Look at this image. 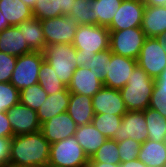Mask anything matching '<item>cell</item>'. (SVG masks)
<instances>
[{"label":"cell","instance_id":"6da1fadb","mask_svg":"<svg viewBox=\"0 0 166 167\" xmlns=\"http://www.w3.org/2000/svg\"><path fill=\"white\" fill-rule=\"evenodd\" d=\"M50 146L41 130L12 137L9 167L48 165Z\"/></svg>","mask_w":166,"mask_h":167},{"label":"cell","instance_id":"7a4b0ae2","mask_svg":"<svg viewBox=\"0 0 166 167\" xmlns=\"http://www.w3.org/2000/svg\"><path fill=\"white\" fill-rule=\"evenodd\" d=\"M73 46L76 49V65L82 66L97 52L110 48V31L105 26L78 25Z\"/></svg>","mask_w":166,"mask_h":167},{"label":"cell","instance_id":"3957f363","mask_svg":"<svg viewBox=\"0 0 166 167\" xmlns=\"http://www.w3.org/2000/svg\"><path fill=\"white\" fill-rule=\"evenodd\" d=\"M154 85V79L137 65L127 84L119 90L127 111L146 110L150 104Z\"/></svg>","mask_w":166,"mask_h":167},{"label":"cell","instance_id":"277c9868","mask_svg":"<svg viewBox=\"0 0 166 167\" xmlns=\"http://www.w3.org/2000/svg\"><path fill=\"white\" fill-rule=\"evenodd\" d=\"M44 60L54 68L60 81L68 87L77 68L76 49L73 44H54L45 46Z\"/></svg>","mask_w":166,"mask_h":167},{"label":"cell","instance_id":"5b68a950","mask_svg":"<svg viewBox=\"0 0 166 167\" xmlns=\"http://www.w3.org/2000/svg\"><path fill=\"white\" fill-rule=\"evenodd\" d=\"M88 163L89 158L74 135L50 146L49 165L51 166L86 167Z\"/></svg>","mask_w":166,"mask_h":167},{"label":"cell","instance_id":"8992f818","mask_svg":"<svg viewBox=\"0 0 166 167\" xmlns=\"http://www.w3.org/2000/svg\"><path fill=\"white\" fill-rule=\"evenodd\" d=\"M43 61V52L38 51H32L17 57L10 83L19 91L37 84L39 69Z\"/></svg>","mask_w":166,"mask_h":167},{"label":"cell","instance_id":"52a82bcc","mask_svg":"<svg viewBox=\"0 0 166 167\" xmlns=\"http://www.w3.org/2000/svg\"><path fill=\"white\" fill-rule=\"evenodd\" d=\"M147 36L141 27L110 31V50L113 54L137 60Z\"/></svg>","mask_w":166,"mask_h":167},{"label":"cell","instance_id":"ba28073f","mask_svg":"<svg viewBox=\"0 0 166 167\" xmlns=\"http://www.w3.org/2000/svg\"><path fill=\"white\" fill-rule=\"evenodd\" d=\"M137 65L153 79L166 67V47L157 37H147L137 58Z\"/></svg>","mask_w":166,"mask_h":167},{"label":"cell","instance_id":"9c48e42d","mask_svg":"<svg viewBox=\"0 0 166 167\" xmlns=\"http://www.w3.org/2000/svg\"><path fill=\"white\" fill-rule=\"evenodd\" d=\"M46 46L54 44H73L78 27L77 22L69 16H60L41 21Z\"/></svg>","mask_w":166,"mask_h":167},{"label":"cell","instance_id":"30bf717a","mask_svg":"<svg viewBox=\"0 0 166 167\" xmlns=\"http://www.w3.org/2000/svg\"><path fill=\"white\" fill-rule=\"evenodd\" d=\"M137 66V60L113 54L108 59L107 73L103 79V86L120 90L128 82L129 76Z\"/></svg>","mask_w":166,"mask_h":167},{"label":"cell","instance_id":"8fae6325","mask_svg":"<svg viewBox=\"0 0 166 167\" xmlns=\"http://www.w3.org/2000/svg\"><path fill=\"white\" fill-rule=\"evenodd\" d=\"M145 4L141 0H123L113 16L109 31L141 27Z\"/></svg>","mask_w":166,"mask_h":167},{"label":"cell","instance_id":"7c38bea8","mask_svg":"<svg viewBox=\"0 0 166 167\" xmlns=\"http://www.w3.org/2000/svg\"><path fill=\"white\" fill-rule=\"evenodd\" d=\"M129 138L141 144L148 139L144 111H127L123 115L121 125L116 130L113 140L121 142Z\"/></svg>","mask_w":166,"mask_h":167},{"label":"cell","instance_id":"4fadbf2b","mask_svg":"<svg viewBox=\"0 0 166 167\" xmlns=\"http://www.w3.org/2000/svg\"><path fill=\"white\" fill-rule=\"evenodd\" d=\"M7 114L14 136L41 130V123L39 122L36 110L18 103L10 108Z\"/></svg>","mask_w":166,"mask_h":167},{"label":"cell","instance_id":"5bb4252c","mask_svg":"<svg viewBox=\"0 0 166 167\" xmlns=\"http://www.w3.org/2000/svg\"><path fill=\"white\" fill-rule=\"evenodd\" d=\"M76 130L77 125L67 112L53 116L41 124V132L50 144L73 136Z\"/></svg>","mask_w":166,"mask_h":167},{"label":"cell","instance_id":"9a60e30c","mask_svg":"<svg viewBox=\"0 0 166 167\" xmlns=\"http://www.w3.org/2000/svg\"><path fill=\"white\" fill-rule=\"evenodd\" d=\"M92 106L95 114L123 116L127 112L120 91L105 86L92 97Z\"/></svg>","mask_w":166,"mask_h":167},{"label":"cell","instance_id":"2e32d148","mask_svg":"<svg viewBox=\"0 0 166 167\" xmlns=\"http://www.w3.org/2000/svg\"><path fill=\"white\" fill-rule=\"evenodd\" d=\"M102 87L103 82L98 78L97 73L79 66L67 88L70 93L84 94L92 98Z\"/></svg>","mask_w":166,"mask_h":167},{"label":"cell","instance_id":"e0dca14e","mask_svg":"<svg viewBox=\"0 0 166 167\" xmlns=\"http://www.w3.org/2000/svg\"><path fill=\"white\" fill-rule=\"evenodd\" d=\"M0 51L15 57L32 52L16 25H11L0 32Z\"/></svg>","mask_w":166,"mask_h":167},{"label":"cell","instance_id":"ac0fdd59","mask_svg":"<svg viewBox=\"0 0 166 167\" xmlns=\"http://www.w3.org/2000/svg\"><path fill=\"white\" fill-rule=\"evenodd\" d=\"M67 113L75 121L77 126L90 124L95 115L92 98L84 94L70 93Z\"/></svg>","mask_w":166,"mask_h":167},{"label":"cell","instance_id":"d6986e66","mask_svg":"<svg viewBox=\"0 0 166 167\" xmlns=\"http://www.w3.org/2000/svg\"><path fill=\"white\" fill-rule=\"evenodd\" d=\"M70 92L66 87L63 91L48 95L45 102L36 110L39 122L42 124L53 116L67 112Z\"/></svg>","mask_w":166,"mask_h":167},{"label":"cell","instance_id":"ffe728a7","mask_svg":"<svg viewBox=\"0 0 166 167\" xmlns=\"http://www.w3.org/2000/svg\"><path fill=\"white\" fill-rule=\"evenodd\" d=\"M142 30L147 37H158L166 31V6H145Z\"/></svg>","mask_w":166,"mask_h":167},{"label":"cell","instance_id":"44dd1931","mask_svg":"<svg viewBox=\"0 0 166 167\" xmlns=\"http://www.w3.org/2000/svg\"><path fill=\"white\" fill-rule=\"evenodd\" d=\"M74 0H37L32 9L33 17L40 19L69 16Z\"/></svg>","mask_w":166,"mask_h":167},{"label":"cell","instance_id":"7402d4cb","mask_svg":"<svg viewBox=\"0 0 166 167\" xmlns=\"http://www.w3.org/2000/svg\"><path fill=\"white\" fill-rule=\"evenodd\" d=\"M74 136L88 158H91L98 148L108 139L92 123L77 126Z\"/></svg>","mask_w":166,"mask_h":167},{"label":"cell","instance_id":"603a6c76","mask_svg":"<svg viewBox=\"0 0 166 167\" xmlns=\"http://www.w3.org/2000/svg\"><path fill=\"white\" fill-rule=\"evenodd\" d=\"M138 159L147 167H163L166 163V144L147 139L140 145Z\"/></svg>","mask_w":166,"mask_h":167},{"label":"cell","instance_id":"cb8c5ba5","mask_svg":"<svg viewBox=\"0 0 166 167\" xmlns=\"http://www.w3.org/2000/svg\"><path fill=\"white\" fill-rule=\"evenodd\" d=\"M32 51L43 52L46 46L41 20L32 18L17 25Z\"/></svg>","mask_w":166,"mask_h":167},{"label":"cell","instance_id":"d4e9b609","mask_svg":"<svg viewBox=\"0 0 166 167\" xmlns=\"http://www.w3.org/2000/svg\"><path fill=\"white\" fill-rule=\"evenodd\" d=\"M0 11L12 26L33 18L32 9L21 0H0Z\"/></svg>","mask_w":166,"mask_h":167},{"label":"cell","instance_id":"484cf974","mask_svg":"<svg viewBox=\"0 0 166 167\" xmlns=\"http://www.w3.org/2000/svg\"><path fill=\"white\" fill-rule=\"evenodd\" d=\"M144 115L148 129V139L164 142L166 136V117H163L158 111L151 108L144 110Z\"/></svg>","mask_w":166,"mask_h":167},{"label":"cell","instance_id":"4316f807","mask_svg":"<svg viewBox=\"0 0 166 167\" xmlns=\"http://www.w3.org/2000/svg\"><path fill=\"white\" fill-rule=\"evenodd\" d=\"M69 17L78 25H96L95 0H74Z\"/></svg>","mask_w":166,"mask_h":167},{"label":"cell","instance_id":"83f0119b","mask_svg":"<svg viewBox=\"0 0 166 167\" xmlns=\"http://www.w3.org/2000/svg\"><path fill=\"white\" fill-rule=\"evenodd\" d=\"M38 83L48 95L63 91L66 88L58 78L54 68L45 60L39 69Z\"/></svg>","mask_w":166,"mask_h":167},{"label":"cell","instance_id":"f1b7e54d","mask_svg":"<svg viewBox=\"0 0 166 167\" xmlns=\"http://www.w3.org/2000/svg\"><path fill=\"white\" fill-rule=\"evenodd\" d=\"M154 82L155 85L148 108L154 109L163 117H166V67L160 75L154 79Z\"/></svg>","mask_w":166,"mask_h":167},{"label":"cell","instance_id":"f546056e","mask_svg":"<svg viewBox=\"0 0 166 167\" xmlns=\"http://www.w3.org/2000/svg\"><path fill=\"white\" fill-rule=\"evenodd\" d=\"M123 0H95L96 25L108 27Z\"/></svg>","mask_w":166,"mask_h":167},{"label":"cell","instance_id":"4dcf8cb0","mask_svg":"<svg viewBox=\"0 0 166 167\" xmlns=\"http://www.w3.org/2000/svg\"><path fill=\"white\" fill-rule=\"evenodd\" d=\"M123 116L114 114H95L91 123L108 139H113L116 130L121 125Z\"/></svg>","mask_w":166,"mask_h":167},{"label":"cell","instance_id":"1f68e13d","mask_svg":"<svg viewBox=\"0 0 166 167\" xmlns=\"http://www.w3.org/2000/svg\"><path fill=\"white\" fill-rule=\"evenodd\" d=\"M47 97V92L39 83L26 87L20 91V103L33 110L39 109Z\"/></svg>","mask_w":166,"mask_h":167},{"label":"cell","instance_id":"d6a6232c","mask_svg":"<svg viewBox=\"0 0 166 167\" xmlns=\"http://www.w3.org/2000/svg\"><path fill=\"white\" fill-rule=\"evenodd\" d=\"M89 162L120 164L118 142L113 139H107L91 158H89Z\"/></svg>","mask_w":166,"mask_h":167},{"label":"cell","instance_id":"836d02e7","mask_svg":"<svg viewBox=\"0 0 166 167\" xmlns=\"http://www.w3.org/2000/svg\"><path fill=\"white\" fill-rule=\"evenodd\" d=\"M20 103V91L10 82H0V112H7Z\"/></svg>","mask_w":166,"mask_h":167},{"label":"cell","instance_id":"e575fe53","mask_svg":"<svg viewBox=\"0 0 166 167\" xmlns=\"http://www.w3.org/2000/svg\"><path fill=\"white\" fill-rule=\"evenodd\" d=\"M111 55L112 52L110 49L97 52L82 67H86L97 73L98 78L103 82L105 73H107L108 59H110Z\"/></svg>","mask_w":166,"mask_h":167},{"label":"cell","instance_id":"d590c367","mask_svg":"<svg viewBox=\"0 0 166 167\" xmlns=\"http://www.w3.org/2000/svg\"><path fill=\"white\" fill-rule=\"evenodd\" d=\"M140 145L141 143L130 138L118 142V152L121 163L137 159Z\"/></svg>","mask_w":166,"mask_h":167},{"label":"cell","instance_id":"8d00e7d4","mask_svg":"<svg viewBox=\"0 0 166 167\" xmlns=\"http://www.w3.org/2000/svg\"><path fill=\"white\" fill-rule=\"evenodd\" d=\"M17 57L0 51V82H10Z\"/></svg>","mask_w":166,"mask_h":167},{"label":"cell","instance_id":"74e56055","mask_svg":"<svg viewBox=\"0 0 166 167\" xmlns=\"http://www.w3.org/2000/svg\"><path fill=\"white\" fill-rule=\"evenodd\" d=\"M12 138L0 137V167H8Z\"/></svg>","mask_w":166,"mask_h":167},{"label":"cell","instance_id":"f35d334b","mask_svg":"<svg viewBox=\"0 0 166 167\" xmlns=\"http://www.w3.org/2000/svg\"><path fill=\"white\" fill-rule=\"evenodd\" d=\"M0 137H14L7 112H0Z\"/></svg>","mask_w":166,"mask_h":167},{"label":"cell","instance_id":"ab89813d","mask_svg":"<svg viewBox=\"0 0 166 167\" xmlns=\"http://www.w3.org/2000/svg\"><path fill=\"white\" fill-rule=\"evenodd\" d=\"M120 167H147V166L137 158L134 160L120 163Z\"/></svg>","mask_w":166,"mask_h":167},{"label":"cell","instance_id":"60d3db41","mask_svg":"<svg viewBox=\"0 0 166 167\" xmlns=\"http://www.w3.org/2000/svg\"><path fill=\"white\" fill-rule=\"evenodd\" d=\"M145 6H165L166 0H141Z\"/></svg>","mask_w":166,"mask_h":167},{"label":"cell","instance_id":"b9f144b4","mask_svg":"<svg viewBox=\"0 0 166 167\" xmlns=\"http://www.w3.org/2000/svg\"><path fill=\"white\" fill-rule=\"evenodd\" d=\"M89 167H120V164H109L104 162H89Z\"/></svg>","mask_w":166,"mask_h":167},{"label":"cell","instance_id":"7bdbcfd3","mask_svg":"<svg viewBox=\"0 0 166 167\" xmlns=\"http://www.w3.org/2000/svg\"><path fill=\"white\" fill-rule=\"evenodd\" d=\"M9 26H11V25L8 23L7 20H4L3 14L0 11V32Z\"/></svg>","mask_w":166,"mask_h":167},{"label":"cell","instance_id":"ee69618b","mask_svg":"<svg viewBox=\"0 0 166 167\" xmlns=\"http://www.w3.org/2000/svg\"><path fill=\"white\" fill-rule=\"evenodd\" d=\"M160 43L166 47V31L163 32L160 36L157 37Z\"/></svg>","mask_w":166,"mask_h":167},{"label":"cell","instance_id":"f6af8a7d","mask_svg":"<svg viewBox=\"0 0 166 167\" xmlns=\"http://www.w3.org/2000/svg\"><path fill=\"white\" fill-rule=\"evenodd\" d=\"M23 3H25L27 6H29L31 9L35 6L37 0H21Z\"/></svg>","mask_w":166,"mask_h":167},{"label":"cell","instance_id":"bcb514c9","mask_svg":"<svg viewBox=\"0 0 166 167\" xmlns=\"http://www.w3.org/2000/svg\"><path fill=\"white\" fill-rule=\"evenodd\" d=\"M45 167H56V166H51V165L48 164V165H46Z\"/></svg>","mask_w":166,"mask_h":167}]
</instances>
